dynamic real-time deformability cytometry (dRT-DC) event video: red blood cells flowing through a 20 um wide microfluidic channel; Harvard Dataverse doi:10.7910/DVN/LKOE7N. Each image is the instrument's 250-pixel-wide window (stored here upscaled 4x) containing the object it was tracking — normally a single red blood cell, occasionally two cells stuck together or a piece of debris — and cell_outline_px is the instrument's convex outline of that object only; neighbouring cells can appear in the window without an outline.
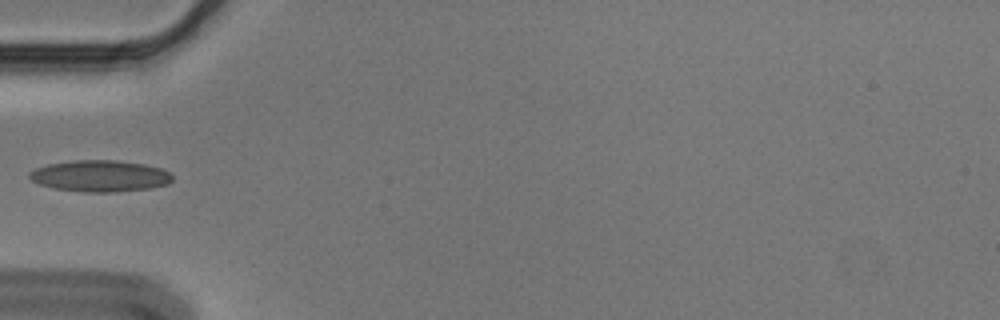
{"species": "Egyptian fruit bat (a non-hibernating species)", "species_latin": "Rousettus aegyptiacus", "temperature_condition": "cold", "stored_images_in_passage": 1, "camera_frame_rate_fps": 3000, "um_per_image_px": 0.085, "animal": {"sex": "male"}, "frame": {"image": 1, "passage_image": 1, "time_ms": 0.0, "image_size_px": [1000, 320], "cell_outline_px": [[172, 180], [168, 184], [148, 188], [112, 192], [84, 192], [56, 188], [40, 184], [32, 180], [28, 176], [28, 172], [36, 168], [48, 164], [76, 160], [116, 160], [144, 164], [160, 168], [168, 172], [172, 176]], "centroid_in_image_um": [8.49, 14.95], "position_along_channel_um": 76.5, "area_um2": 25.95}}